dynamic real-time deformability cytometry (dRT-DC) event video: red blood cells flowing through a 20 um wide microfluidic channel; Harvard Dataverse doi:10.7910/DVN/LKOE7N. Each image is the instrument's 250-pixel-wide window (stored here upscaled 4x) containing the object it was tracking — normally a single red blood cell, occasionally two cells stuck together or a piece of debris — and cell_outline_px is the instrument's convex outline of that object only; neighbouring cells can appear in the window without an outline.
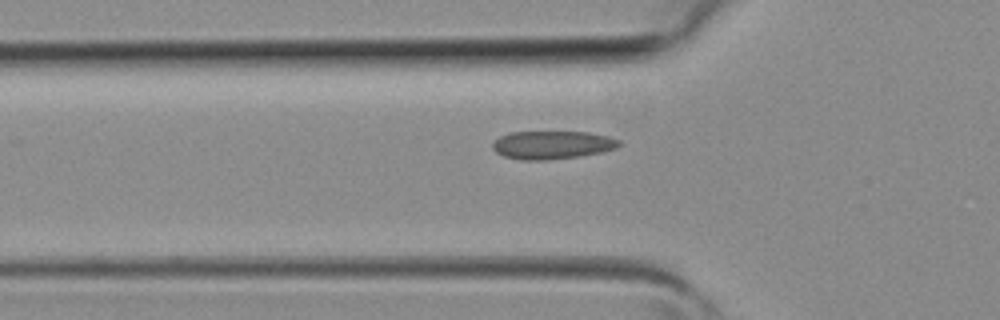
{"species": "common noctule bat (a hibernating species)", "species_latin": "Nyctalus noctula", "temperature_condition": "room temperature", "stored_images_in_passage": 5, "camera_frame_rate_fps": 3000, "um_per_image_px": 0.085, "animal": {"sex": "female", "body_mass_g": 19.3, "forearm_length_mm": 54.1}, "frame": {"image": 1, "passage_image": 5, "time_ms": 1.333, "image_size_px": [1000, 320], "cell_outline_px": [[624, 144], [616, 148], [600, 152], [580, 156], [548, 160], [520, 160], [504, 156], [496, 152], [492, 148], [492, 144], [500, 136], [508, 132], [588, 132], [608, 136], [620, 140]], "centroid_in_image_um": [46.95, 12.32], "position_along_channel_um": 78.8, "area_um2": 20.87}}